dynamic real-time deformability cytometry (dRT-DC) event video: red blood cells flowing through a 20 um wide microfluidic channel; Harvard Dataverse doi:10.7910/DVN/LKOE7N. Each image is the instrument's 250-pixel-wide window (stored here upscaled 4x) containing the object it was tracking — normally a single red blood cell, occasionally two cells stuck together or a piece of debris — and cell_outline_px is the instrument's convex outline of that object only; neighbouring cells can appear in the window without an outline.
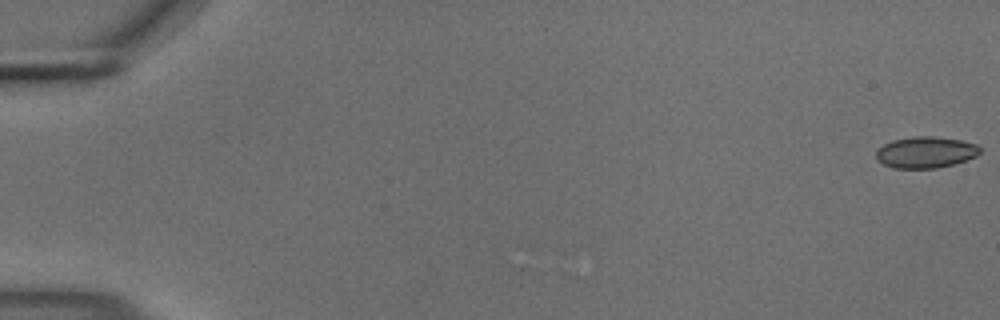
{"species": "common noctule bat (a hibernating species)", "species_latin": "Nyctalus noctula", "temperature_condition": "cold", "stored_images_in_passage": 56, "camera_frame_rate_fps": 3000, "um_per_image_px": 0.085, "animal": {"sex": "male", "body_mass_g": 18.8}, "frame": {"image": 1, "passage_image": 1, "time_ms": 0.0, "image_size_px": [1000, 320], "cell_outline_px": [[980, 152], [976, 156], [952, 164], [936, 168], [892, 168], [876, 160], [876, 152], [884, 144], [892, 140], [912, 136], [936, 136], [960, 140], [976, 144], [980, 148]], "centroid_in_image_um": [78.65, 12.93], "position_along_channel_um": 6.3, "area_um2": 18.9}}
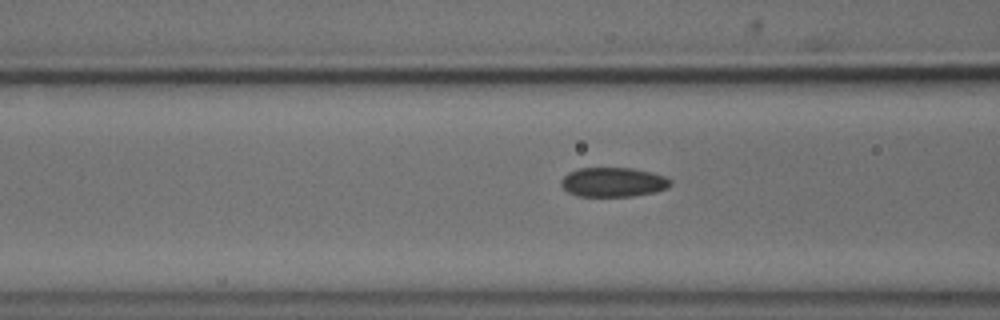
{"frame": {"image": 2, "passage_image": 23, "time_ms": 7.333, "image_size_px": [1000, 320], "cell_outline_px": [[672, 184], [668, 188], [656, 192], [632, 196], [576, 196], [568, 192], [560, 184], [560, 180], [568, 172], [580, 168], [632, 168], [652, 172], [664, 176], [672, 180]], "centroid_in_image_um": [52.13, 15.48], "position_along_channel_um": 114.5, "area_um2": 18.9}}
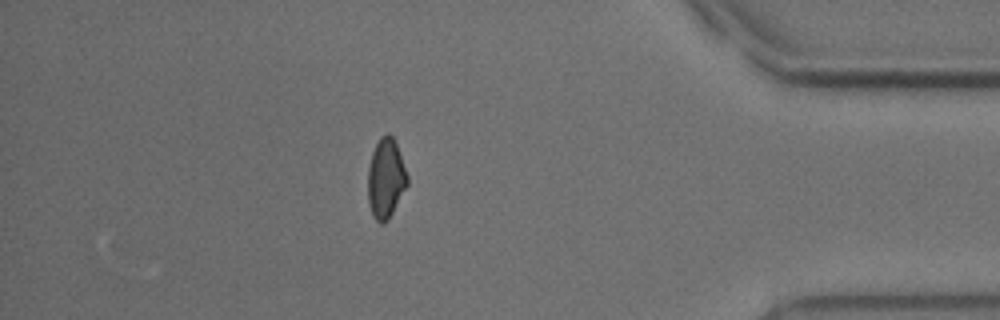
{"frame": {"image": 3, "passage_image": 49, "time_ms": 16.0, "image_size_px": [1000, 320], "cell_outline_px": [[408, 184], [388, 220], [384, 224], [380, 224], [372, 216], [368, 200], [368, 168], [372, 152], [380, 136], [388, 132], [392, 136], [396, 144], [408, 176]], "centroid_in_image_um": [32.78, 15.18], "position_along_channel_um": 402.4, "area_um2": 18.32}, "authors_computed_cell_mechanics": {"area_um2": 18.9006, "velocity_mm_per_s": 3.7135, "shape_relaxation_time_tau1_ms": 5.3196, "shape_relaxation_time_tau2_ms": 3.1696, "deformation_change_tau1": 0.0905, "deformation_change_tau2": 0.0672}}